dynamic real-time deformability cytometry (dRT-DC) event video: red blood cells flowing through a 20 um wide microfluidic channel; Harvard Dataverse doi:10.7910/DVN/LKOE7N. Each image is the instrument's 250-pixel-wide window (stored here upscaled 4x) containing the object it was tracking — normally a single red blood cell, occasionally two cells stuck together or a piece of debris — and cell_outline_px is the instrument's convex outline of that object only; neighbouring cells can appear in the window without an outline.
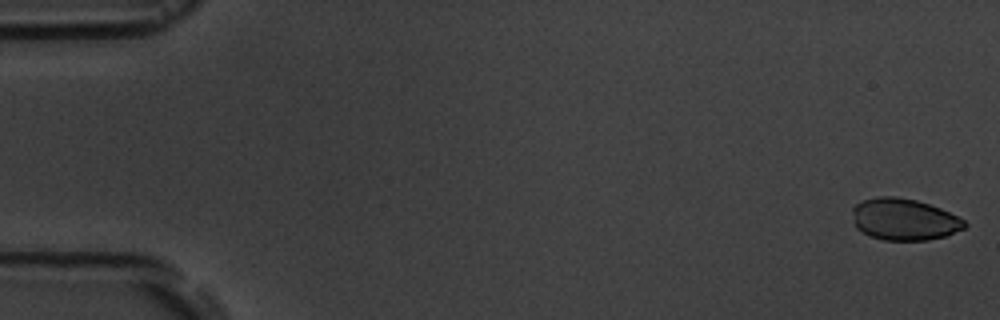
{"species": "common noctule bat (a hibernating species)", "species_latin": "Nyctalus noctula", "temperature_condition": "room temperature", "stored_images_in_passage": 8, "camera_frame_rate_fps": 3000, "um_per_image_px": 0.085, "animal": {"sex": "male", "body_mass_g": 19.5, "forearm_length_mm": 54.6}, "frame": {"image": 1, "passage_image": 1, "time_ms": 0.0, "image_size_px": [1000, 320], "cell_outline_px": [[968, 224], [964, 228], [944, 236], [928, 240], [884, 240], [868, 236], [856, 228], [852, 212], [852, 208], [856, 204], [864, 200], [880, 196], [896, 196], [916, 200], [940, 208], [964, 220]], "centroid_in_image_um": [76.82, 18.65], "position_along_channel_um": 8.2, "area_um2": 27.17}}
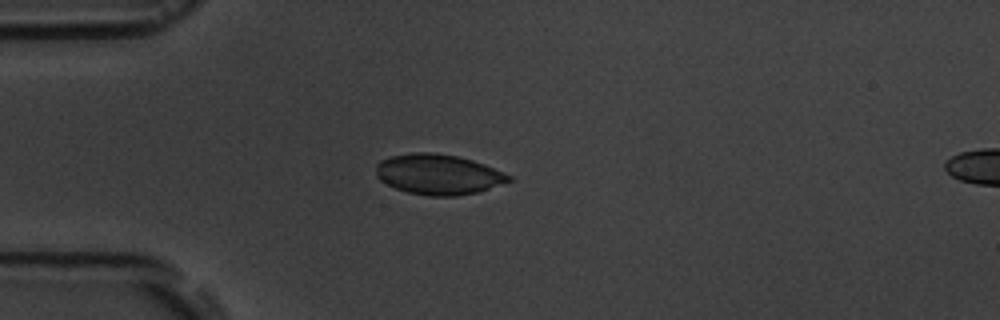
{"frame": {"image": 2, "passage_image": 5, "time_ms": 4.667, "image_size_px": [1000, 320], "cell_outline_px": [[512, 180], [476, 192], [456, 196], [428, 196], [408, 192], [396, 188], [380, 180], [376, 176], [376, 164], [380, 160], [392, 156], [408, 152], [432, 152], [456, 156], [472, 160], [484, 164], [504, 172], [512, 176]], "centroid_in_image_um": [37.23, 14.81], "position_along_channel_um": 47.8, "area_um2": 31.1}}
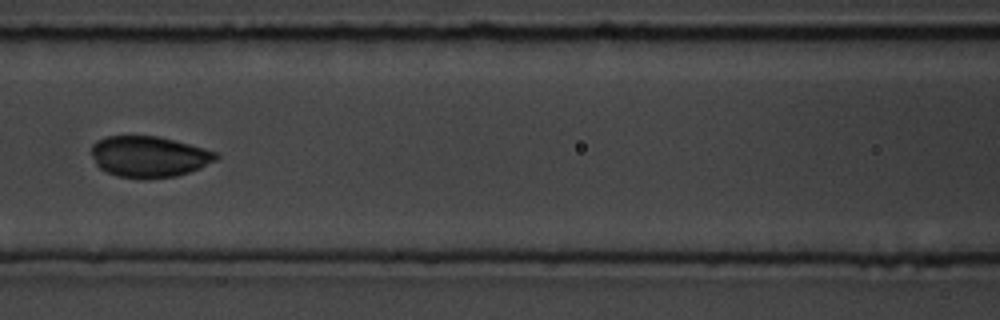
{"frame": {"image": 3, "passage_image": 8, "time_ms": 8.0, "image_size_px": [1000, 320], "cell_outline_px": [[220, 156], [216, 160], [200, 168], [176, 176], [144, 180], [116, 176], [100, 168], [96, 164], [92, 156], [92, 144], [96, 140], [108, 136], [156, 136], [204, 148], [216, 152]], "centroid_in_image_um": [12.65, 13.33], "position_along_channel_um": 154.0, "area_um2": 29.88}}